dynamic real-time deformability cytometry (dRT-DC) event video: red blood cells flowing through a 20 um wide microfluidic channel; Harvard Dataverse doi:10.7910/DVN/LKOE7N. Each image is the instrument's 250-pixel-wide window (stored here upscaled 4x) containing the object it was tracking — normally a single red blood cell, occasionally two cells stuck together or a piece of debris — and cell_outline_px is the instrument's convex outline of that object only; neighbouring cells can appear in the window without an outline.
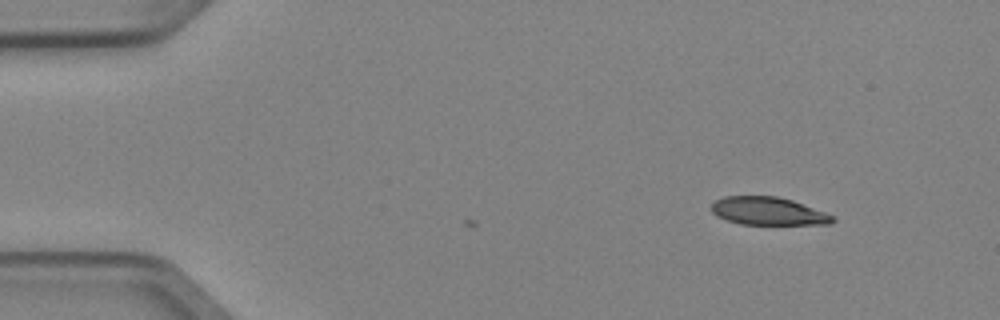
{"species": "Egyptian fruit bat (a non-hibernating species)", "species_latin": "Rousettus aegyptiacus", "temperature_condition": "cold", "stored_images_in_passage": 3, "camera_frame_rate_fps": 3000, "um_per_image_px": 0.085, "animal": {"sex": "female"}, "frame": {"image": 1, "passage_image": 3, "time_ms": 0.667, "image_size_px": [1000, 320], "cell_outline_px": [[836, 220], [832, 224], [740, 224], [716, 216], [712, 212], [712, 204], [716, 200], [724, 196], [776, 196], [792, 200], [836, 216]], "centroid_in_image_um": [65.32, 17.95], "position_along_channel_um": 19.7, "area_um2": 19.71}}